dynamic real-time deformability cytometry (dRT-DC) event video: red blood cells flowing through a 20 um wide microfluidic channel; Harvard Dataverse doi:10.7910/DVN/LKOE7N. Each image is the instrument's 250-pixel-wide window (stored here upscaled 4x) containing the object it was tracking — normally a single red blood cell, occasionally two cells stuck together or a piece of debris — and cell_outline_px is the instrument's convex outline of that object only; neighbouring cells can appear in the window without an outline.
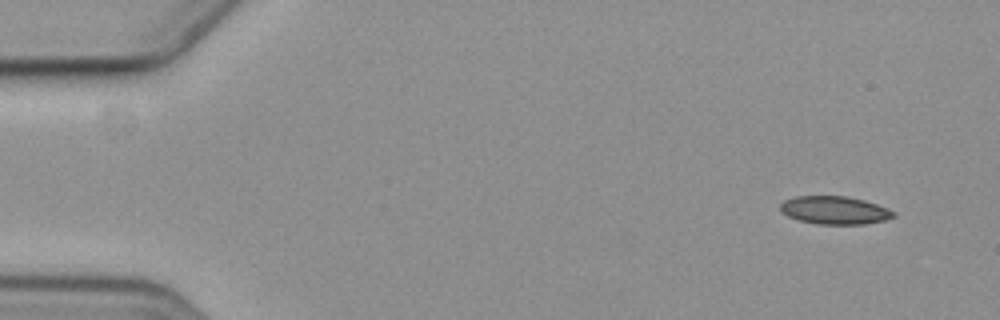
{"species": "common noctule bat (a hibernating species)", "species_latin": "Nyctalus noctula", "temperature_condition": "cold", "stored_images_in_passage": 5, "camera_frame_rate_fps": 3000, "um_per_image_px": 0.085, "animal": {"sex": "female", "body_mass_g": 19.3, "forearm_length_mm": 54.1}, "frame": {"image": 1, "passage_image": 1, "time_ms": 0.0, "image_size_px": [1000, 320], "cell_outline_px": [[896, 216], [884, 220], [864, 224], [820, 224], [800, 220], [788, 216], [780, 212], [780, 204], [784, 200], [796, 196], [844, 196], [864, 200], [876, 204], [896, 212]], "centroid_in_image_um": [70.93, 17.86], "position_along_channel_um": 14.1, "area_um2": 18.38}}